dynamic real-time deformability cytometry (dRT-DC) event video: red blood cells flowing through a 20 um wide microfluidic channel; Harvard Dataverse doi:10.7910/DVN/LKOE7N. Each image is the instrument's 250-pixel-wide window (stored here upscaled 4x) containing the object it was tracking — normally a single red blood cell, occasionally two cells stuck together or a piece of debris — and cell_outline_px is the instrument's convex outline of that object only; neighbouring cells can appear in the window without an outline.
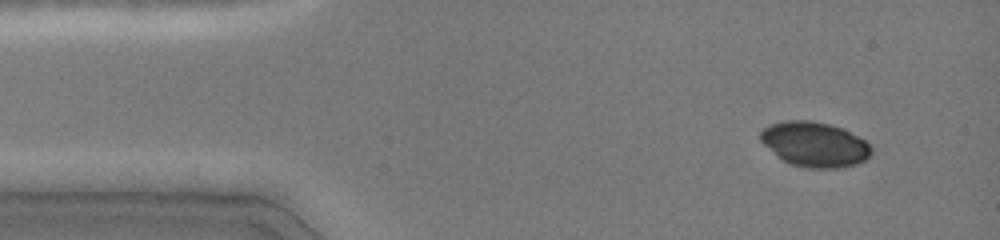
{"species": "common noctule bat (a hibernating species)", "species_latin": "Nyctalus noctula", "temperature_condition": "cold", "stored_images_in_passage": 45, "camera_frame_rate_fps": 3000, "um_per_image_px": 0.085, "animal": {"sex": "female", "body_mass_g": 19.0, "forearm_length_mm": 51.5}, "frame": {"image": 1, "passage_image": 3, "time_ms": 0.667, "image_size_px": [1000, 240], "cell_outline_px": [[872, 152], [864, 160], [856, 164], [836, 168], [808, 168], [792, 164], [776, 156], [760, 140], [760, 132], [764, 128], [772, 124], [784, 120], [812, 120], [844, 128], [864, 140], [872, 148]], "centroid_in_image_um": [69.24, 12.26], "position_along_channel_um": 15.8, "area_um2": 28.9}}
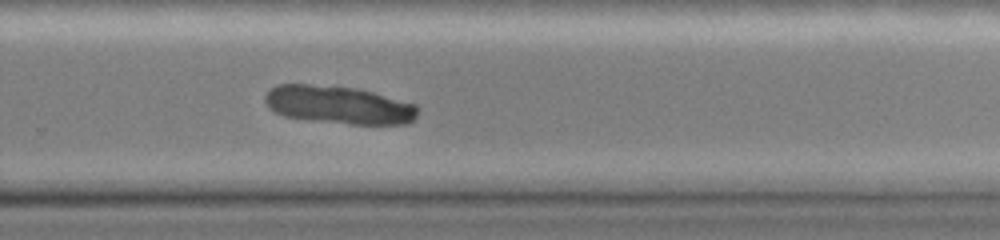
{"frame": {"image": 2, "passage_image": 30, "time_ms": 9.667, "image_size_px": [1000, 240], "cell_outline_px": [[420, 108], [416, 116], [412, 120], [404, 124], [352, 124], [284, 116], [268, 108], [264, 100], [264, 96], [276, 84], [308, 84], [356, 88], [372, 92], [416, 104]], "centroid_in_image_um": [28.79, 8.91], "position_along_channel_um": 301.0, "area_um2": 33.52}}
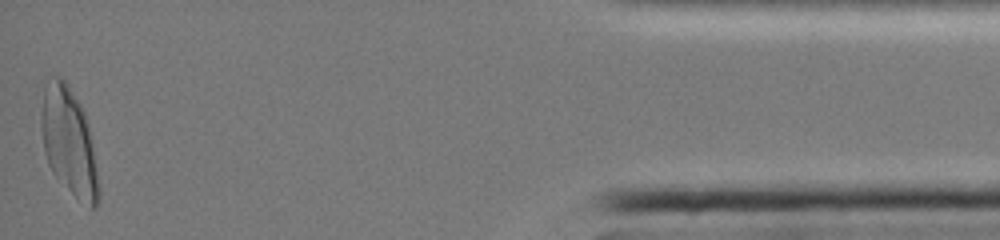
{"frame": {"image": 3, "passage_image": 45, "time_ms": 14.667, "image_size_px": [1000, 240], "cell_outline_px": [[100, 200], [96, 208], [92, 208], [76, 196], [52, 172], [48, 164], [44, 152], [40, 124], [40, 112], [44, 76], [60, 76], [68, 84], [80, 104], [84, 112], [88, 124], [100, 188]], "centroid_in_image_um": [5.81, 11.96], "position_along_channel_um": 429.4, "area_um2": 36.24}}